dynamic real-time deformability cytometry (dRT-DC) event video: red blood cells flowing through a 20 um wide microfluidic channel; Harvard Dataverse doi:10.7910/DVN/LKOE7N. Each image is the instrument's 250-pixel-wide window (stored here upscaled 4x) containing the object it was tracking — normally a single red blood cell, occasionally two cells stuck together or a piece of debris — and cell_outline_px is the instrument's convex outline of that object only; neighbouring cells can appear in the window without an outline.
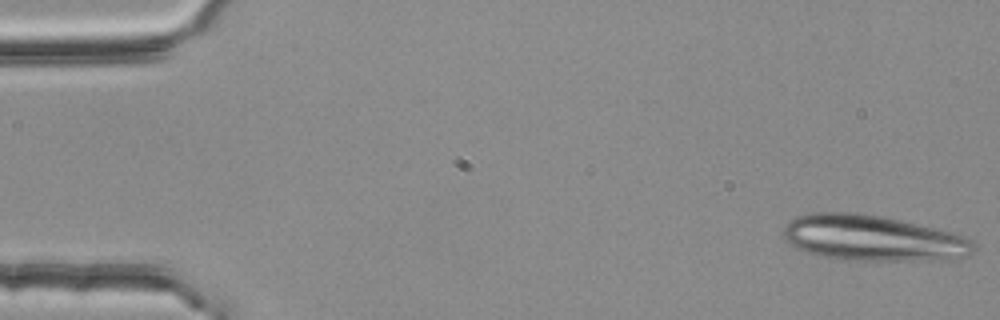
{"species": "common noctule bat (a hibernating species)", "species_latin": "Nyctalus noctula", "temperature_condition": "room temperature", "stored_images_in_passage": 40, "segment_of_instrument_passage": [1, 2], "camera_frame_rate_fps": 3000, "um_per_image_px": 0.085, "animal": {"sex": "female", "body_mass_g": 25.1}, "frame": {"image": 1, "passage_image": 1, "time_ms": 0.0, "image_size_px": [1000, 320], "cell_outline_px": [[976, 248], [968, 256], [952, 260], [848, 260], [824, 256], [808, 252], [796, 248], [784, 236], [784, 228], [796, 216], [812, 212], [848, 212], [880, 216], [900, 220], [964, 236], [972, 240], [976, 244]], "centroid_in_image_um": [74.23, 20.25], "position_along_channel_um": 10.8, "area_um2": 50.23}}